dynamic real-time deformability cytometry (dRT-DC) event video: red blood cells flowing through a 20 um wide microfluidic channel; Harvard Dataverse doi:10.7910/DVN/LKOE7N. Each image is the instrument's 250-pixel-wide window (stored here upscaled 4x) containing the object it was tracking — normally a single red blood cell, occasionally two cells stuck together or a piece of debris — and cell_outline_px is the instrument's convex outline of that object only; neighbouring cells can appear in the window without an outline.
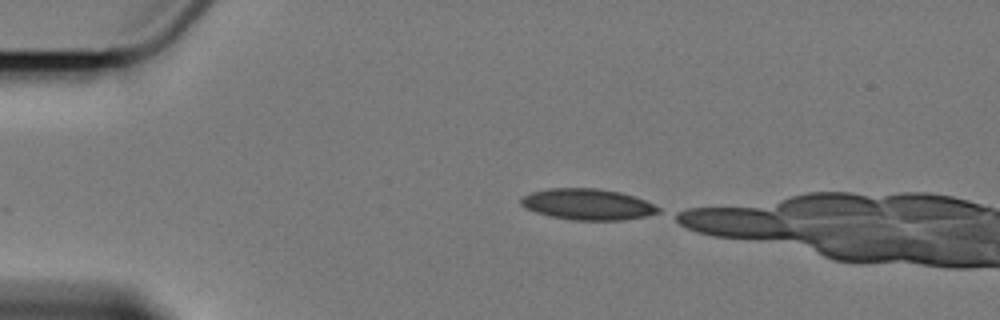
{"species": "Egyptian fruit bat (a non-hibernating species)", "species_latin": "Rousettus aegyptiacus", "temperature_condition": "cold", "stored_images_in_passage": 4, "camera_frame_rate_fps": 3000, "um_per_image_px": 0.085, "animal": {"sex": "female"}, "frame": {"image": 1, "passage_image": 1, "time_ms": 0.0, "image_size_px": [1000, 320], "cell_outline_px": [[660, 212], [644, 216], [620, 220], [576, 220], [552, 216], [536, 212], [520, 204], [520, 200], [524, 196], [532, 192], [548, 188], [596, 188], [620, 192], [644, 200], [660, 208]], "centroid_in_image_um": [49.94, 17.36], "position_along_channel_um": 35.1, "area_um2": 24.45}}
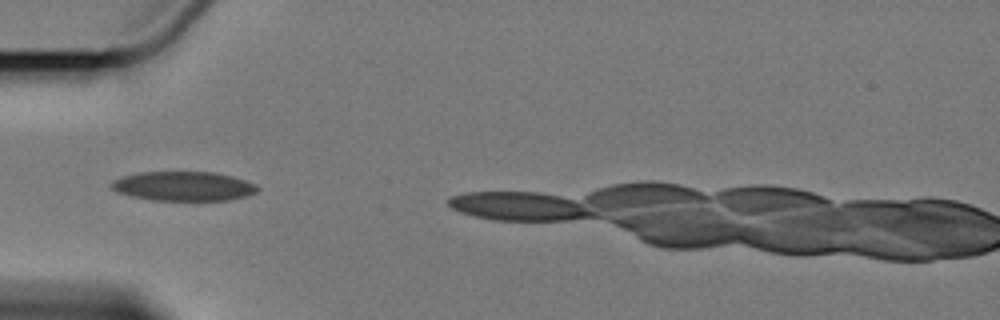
{"frame": {"image": 2, "passage_image": 3, "time_ms": 2.333, "image_size_px": [1000, 320], "cell_outline_px": [[260, 188], [256, 192], [248, 196], [228, 200], [152, 200], [132, 196], [116, 192], [108, 184], [112, 180], [124, 176], [140, 172], [216, 172], [232, 176], [256, 184]], "centroid_in_image_um": [15.6, 15.82], "position_along_channel_um": 69.4, "area_um2": 25.09}}